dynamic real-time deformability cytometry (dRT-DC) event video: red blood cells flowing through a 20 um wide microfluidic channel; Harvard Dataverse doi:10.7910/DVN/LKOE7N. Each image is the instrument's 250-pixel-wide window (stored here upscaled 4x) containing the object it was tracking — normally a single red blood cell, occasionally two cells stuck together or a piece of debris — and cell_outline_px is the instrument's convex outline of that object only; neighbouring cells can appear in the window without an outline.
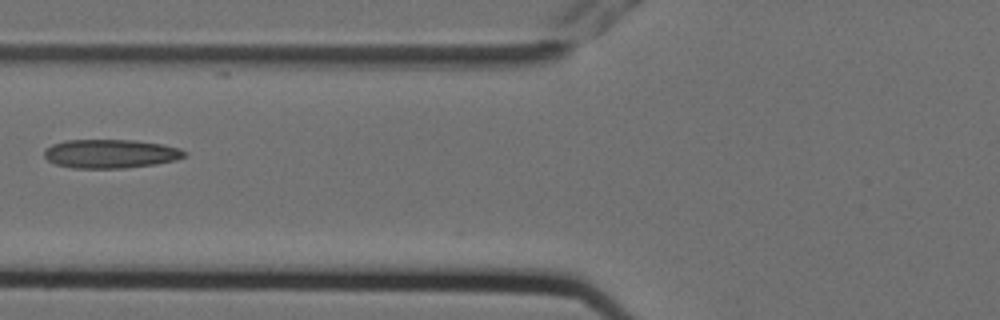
{"species": "Egyptian fruit bat (a non-hibernating species)", "species_latin": "Rousettus aegyptiacus", "temperature_condition": "cold", "stored_images_in_passage": 8, "camera_frame_rate_fps": 3000, "um_per_image_px": 0.085, "animal": {"sex": "female"}, "frame": {"image": 1, "passage_image": 5, "time_ms": 1.333, "image_size_px": [1000, 320], "cell_outline_px": [[188, 152], [184, 156], [176, 160], [156, 164], [124, 168], [72, 168], [56, 164], [48, 160], [44, 156], [44, 148], [52, 144], [64, 140], [132, 140], [164, 144], [180, 148]], "centroid_in_image_um": [9.39, 13.06], "position_along_channel_um": 116.4, "area_um2": 23.7}}
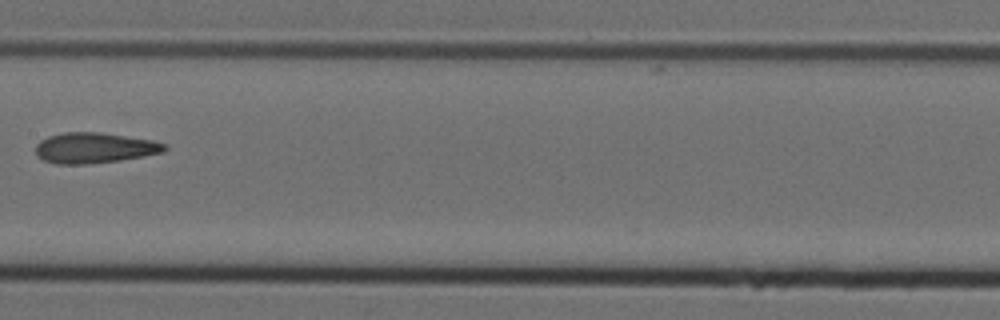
{"frame": {"image": 2, "passage_image": 7, "time_ms": 2.0, "image_size_px": [1000, 320], "cell_outline_px": [[168, 148], [164, 152], [144, 156], [120, 160], [88, 164], [56, 164], [44, 160], [36, 156], [36, 144], [40, 140], [48, 136], [64, 132], [100, 132], [152, 140], [168, 144]], "centroid_in_image_um": [8.03, 12.57], "position_along_channel_um": 199.4, "area_um2": 23.12}}
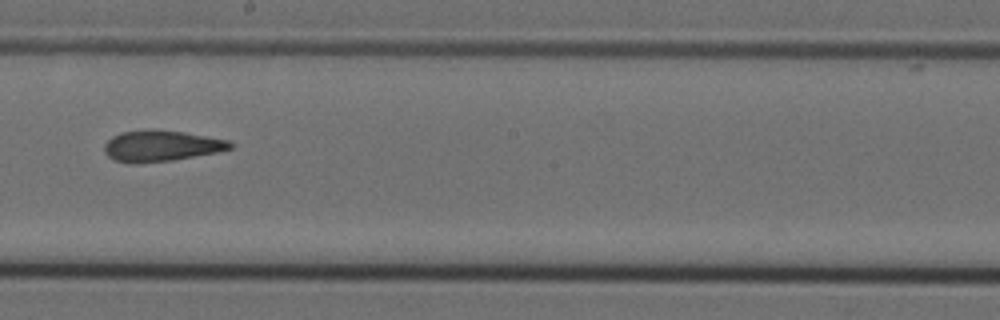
{"frame": {"image": 3, "passage_image": 8, "time_ms": 2.333, "image_size_px": [1000, 320], "cell_outline_px": [[236, 144], [232, 148], [220, 152], [172, 160], [136, 164], [132, 164], [116, 160], [108, 156], [104, 152], [104, 144], [112, 136], [120, 132], [152, 128], [184, 132], [228, 140]], "centroid_in_image_um": [13.71, 12.39], "position_along_channel_um": 234.5, "area_um2": 23.12}}